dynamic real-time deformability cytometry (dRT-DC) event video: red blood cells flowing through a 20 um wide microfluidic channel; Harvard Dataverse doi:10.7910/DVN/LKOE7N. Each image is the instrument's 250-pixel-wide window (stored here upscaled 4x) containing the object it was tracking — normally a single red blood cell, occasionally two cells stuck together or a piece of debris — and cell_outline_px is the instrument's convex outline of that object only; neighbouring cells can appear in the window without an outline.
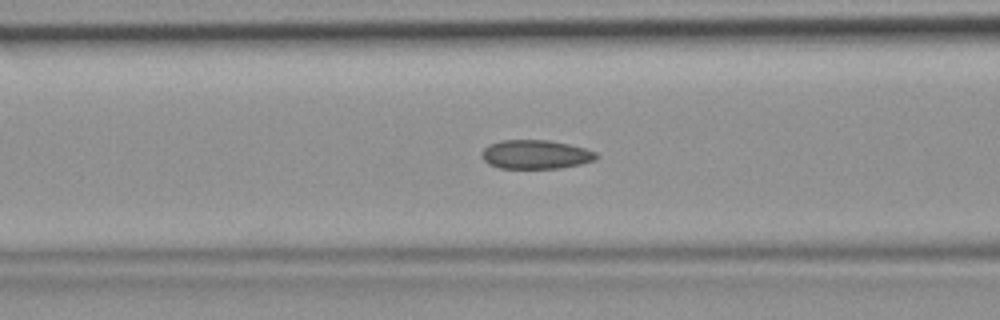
{"species": "common noctule bat (a hibernating species)", "species_latin": "Nyctalus noctula", "temperature_condition": "room temperature", "stored_images_in_passage": 47, "segment_of_instrument_passage": [1, 2], "camera_frame_rate_fps": 3000, "um_per_image_px": 0.085, "animal": {"sex": "female", "body_mass_g": 19.9}, "frame": {"image": 1, "passage_image": 18, "time_ms": 5.667, "image_size_px": [1000, 320], "cell_outline_px": [[600, 156], [596, 160], [580, 164], [560, 168], [500, 168], [488, 164], [480, 156], [484, 148], [488, 144], [500, 140], [552, 140], [584, 148], [596, 152]], "centroid_in_image_um": [45.53, 13.12], "position_along_channel_um": 121.1, "area_um2": 19.48}}
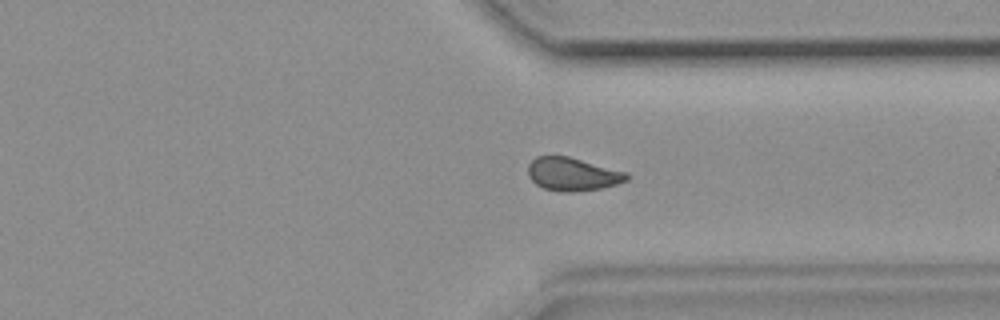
{"frame": {"image": 2, "passage_image": 35, "time_ms": 11.333, "image_size_px": [1000, 320], "cell_outline_px": [[632, 176], [628, 180], [616, 184], [600, 188], [572, 192], [560, 192], [544, 188], [536, 184], [528, 176], [528, 164], [536, 156], [568, 156], [628, 172]], "centroid_in_image_um": [48.69, 14.8], "position_along_channel_um": 362.7, "area_um2": 19.19}}
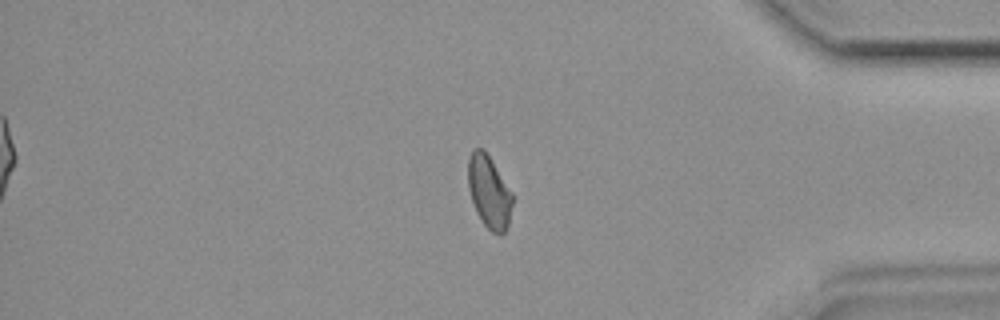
{"frame": {"image": 3, "passage_image": 39, "time_ms": 12.667, "image_size_px": [1000, 320], "cell_outline_px": [[512, 204], [508, 224], [504, 232], [500, 236], [492, 232], [484, 224], [476, 212], [468, 188], [468, 156], [472, 148], [484, 148], [512, 192]], "centroid_in_image_um": [41.55, 16.28], "position_along_channel_um": 393.6, "area_um2": 18.79}}